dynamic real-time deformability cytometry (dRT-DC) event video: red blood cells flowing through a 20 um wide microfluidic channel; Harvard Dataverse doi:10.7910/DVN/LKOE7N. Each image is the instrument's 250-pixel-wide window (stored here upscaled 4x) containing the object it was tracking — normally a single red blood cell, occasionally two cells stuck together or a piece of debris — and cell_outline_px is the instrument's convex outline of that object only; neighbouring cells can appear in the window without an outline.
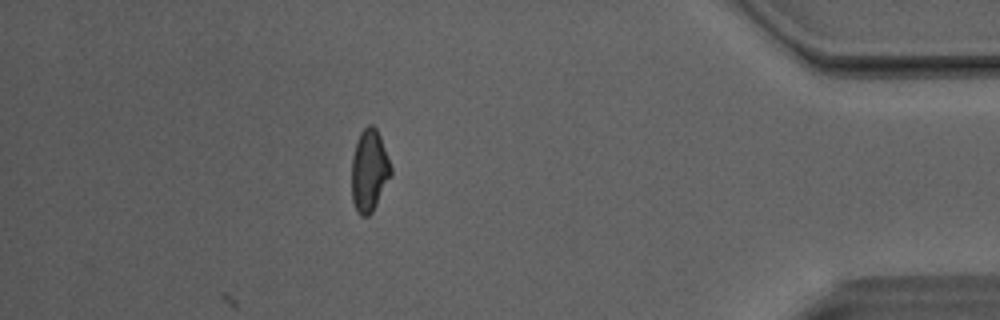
{"species": "Egyptian fruit bat (a non-hibernating species)", "species_latin": "Rousettus aegyptiacus", "temperature_condition": "room temperature", "stored_images_in_passage": 30, "camera_frame_rate_fps": 3000, "um_per_image_px": 0.085, "animal": {"sex": "male"}, "frame": {"image": 1, "passage_image": 30, "time_ms": 9.667, "image_size_px": [1000, 320], "cell_outline_px": [[392, 172], [372, 212], [368, 216], [360, 216], [356, 212], [352, 200], [352, 156], [356, 140], [360, 132], [368, 124], [372, 124], [376, 128], [380, 136], [392, 168]], "centroid_in_image_um": [31.36, 14.49], "position_along_channel_um": 403.8, "area_um2": 18.73}, "authors_computed_cell_mechanics": {"area_um2": 19.1896, "velocity_mm_per_s": 4.1095, "shape_relaxation_time_tau1_ms": 9.3036, "shape_relaxation_time_tau2_ms": 1.861, "deformation_change_tau1": 0.1886, "deformation_change_tau2": 0.0853}}